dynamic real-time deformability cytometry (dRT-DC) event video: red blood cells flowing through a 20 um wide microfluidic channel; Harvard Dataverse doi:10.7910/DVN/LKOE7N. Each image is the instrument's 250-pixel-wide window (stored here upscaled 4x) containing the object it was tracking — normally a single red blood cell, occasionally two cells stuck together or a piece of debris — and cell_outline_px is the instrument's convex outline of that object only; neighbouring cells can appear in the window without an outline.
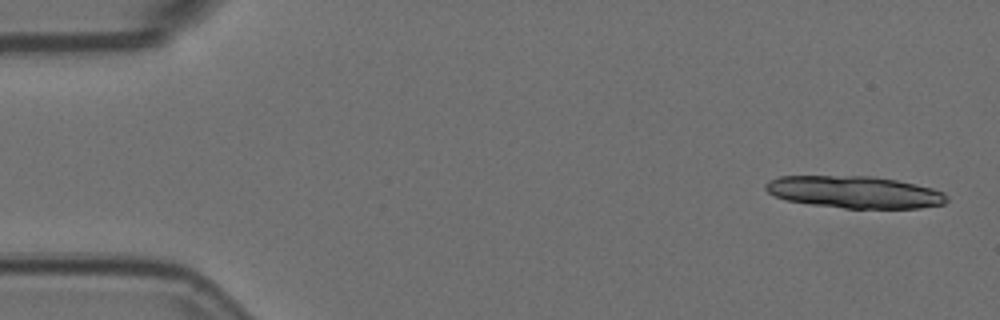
{"species": "Egyptian fruit bat (a non-hibernating species)", "species_latin": "Rousettus aegyptiacus", "temperature_condition": "room temperature", "stored_images_in_passage": 4, "camera_frame_rate_fps": 3000, "um_per_image_px": 0.085, "animal": {"sex": "female"}, "frame": {"image": 1, "passage_image": 1, "time_ms": 0.0, "image_size_px": [1000, 320], "cell_outline_px": [[948, 200], [944, 204], [920, 208], [844, 208], [812, 204], [788, 200], [776, 196], [768, 192], [764, 188], [764, 184], [768, 180], [780, 176], [872, 176], [896, 180], [916, 184], [932, 188], [944, 192], [948, 196]], "centroid_in_image_um": [72.66, 16.32], "position_along_channel_um": 12.3, "area_um2": 33.87}}